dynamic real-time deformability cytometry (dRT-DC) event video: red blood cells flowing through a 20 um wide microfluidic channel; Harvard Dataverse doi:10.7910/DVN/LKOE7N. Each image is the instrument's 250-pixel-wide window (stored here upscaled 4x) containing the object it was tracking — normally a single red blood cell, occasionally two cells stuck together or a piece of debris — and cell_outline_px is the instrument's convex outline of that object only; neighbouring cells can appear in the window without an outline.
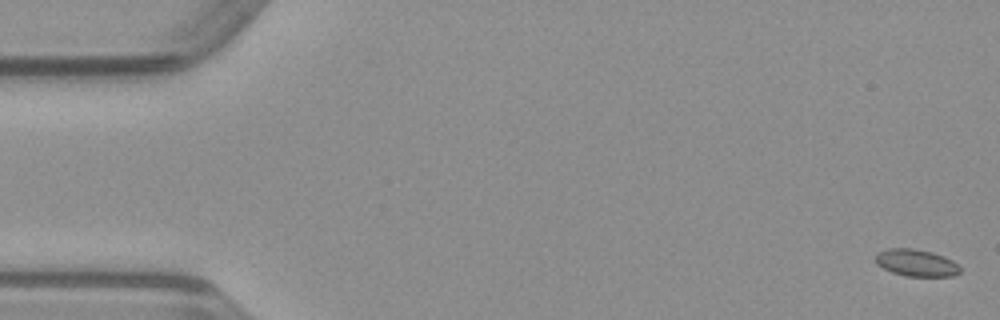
{"species": "common noctule bat (a hibernating species)", "species_latin": "Nyctalus noctula", "temperature_condition": "warm", "stored_images_in_passage": 50, "camera_frame_rate_fps": 3000, "um_per_image_px": 0.085, "animal": {"sex": "male", "body_mass_g": 23.1, "forearm_length_mm": 52.7}, "frame": {"image": 1, "passage_image": 1, "time_ms": 0.0, "image_size_px": [1000, 320], "cell_outline_px": [[960, 272], [952, 276], [908, 276], [892, 272], [876, 264], [876, 256], [880, 252], [888, 248], [912, 248], [932, 252], [944, 256], [952, 260], [960, 268]], "centroid_in_image_um": [77.89, 22.33], "position_along_channel_um": 7.1, "area_um2": 13.12}}
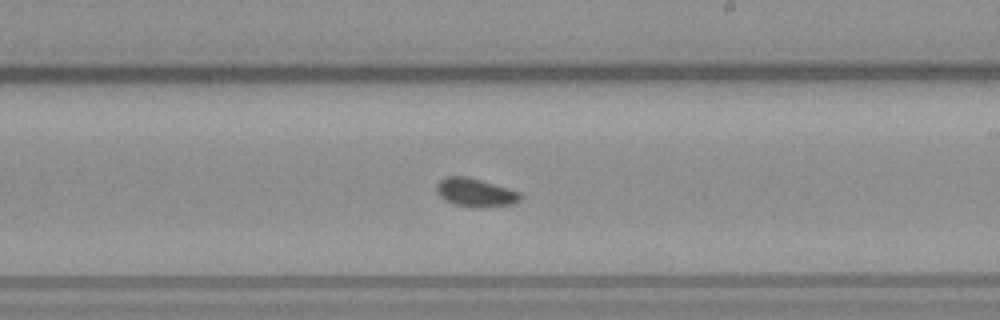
{"frame": {"image": 2, "passage_image": 29, "time_ms": 9.333, "image_size_px": [1000, 320], "cell_outline_px": [[524, 196], [520, 200], [512, 204], [480, 208], [456, 204], [444, 200], [436, 192], [436, 184], [444, 176], [468, 176], [520, 192]], "centroid_in_image_um": [40.4, 16.36], "position_along_channel_um": 248.6, "area_um2": 13.93}}
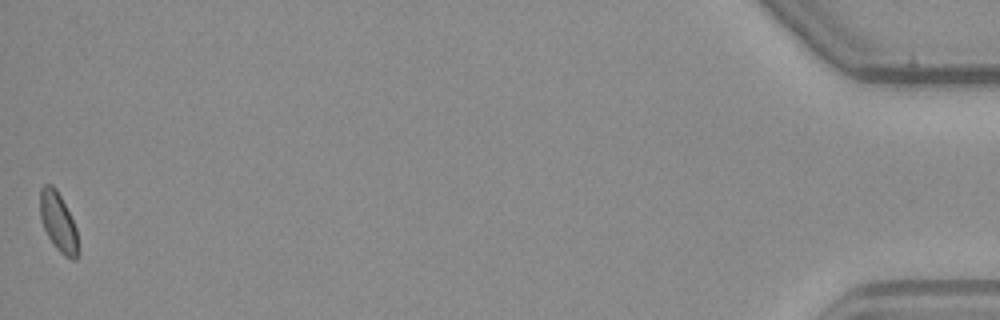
{"frame": {"image": 3, "passage_image": 50, "time_ms": 16.333, "image_size_px": [1000, 320], "cell_outline_px": [[80, 252], [76, 260], [72, 260], [64, 256], [56, 248], [48, 236], [40, 220], [40, 188], [44, 184], [52, 184], [56, 188], [76, 228]], "centroid_in_image_um": [4.96, 18.91], "position_along_channel_um": 430.2, "area_um2": 13.18}}